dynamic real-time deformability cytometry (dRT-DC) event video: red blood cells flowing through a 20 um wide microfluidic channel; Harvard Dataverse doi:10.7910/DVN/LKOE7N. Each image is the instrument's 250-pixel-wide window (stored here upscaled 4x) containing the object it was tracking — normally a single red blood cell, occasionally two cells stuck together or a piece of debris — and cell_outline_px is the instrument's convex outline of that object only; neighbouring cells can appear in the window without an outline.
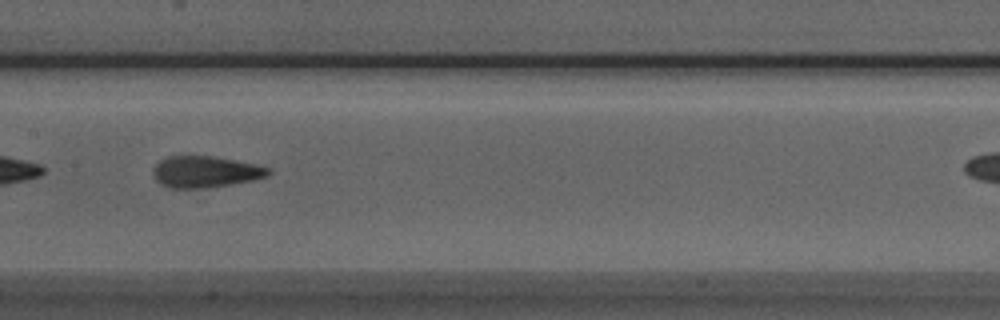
{"species": "Egyptian fruit bat (a non-hibernating species)", "species_latin": "Rousettus aegyptiacus", "temperature_condition": "room temperature", "stored_images_in_passage": 42, "camera_frame_rate_fps": 3000, "um_per_image_px": 0.085, "animal": {"sex": "male"}, "frame": {"image": 1, "passage_image": 25, "time_ms": 8.0, "image_size_px": [1000, 320], "cell_outline_px": [[272, 172], [268, 176], [252, 180], [232, 184], [196, 188], [172, 188], [160, 184], [152, 176], [152, 168], [160, 160], [168, 156], [212, 156], [236, 160], [256, 164], [272, 168]], "centroid_in_image_um": [17.45, 14.59], "position_along_channel_um": 189.9, "area_um2": 21.21}}
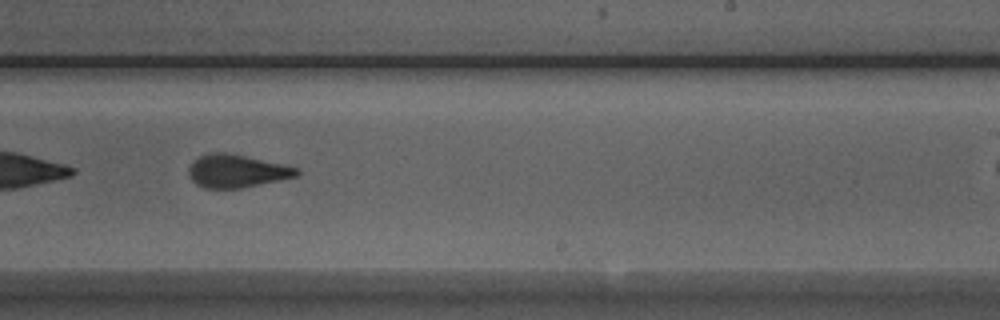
{"frame": {"image": 2, "passage_image": 31, "time_ms": 10.0, "image_size_px": [1000, 320], "cell_outline_px": [[300, 172], [296, 176], [280, 180], [240, 188], [204, 188], [196, 184], [192, 180], [188, 172], [188, 168], [192, 160], [200, 156], [212, 152], [228, 152], [300, 168]], "centroid_in_image_um": [20.1, 14.53], "position_along_channel_um": 268.9, "area_um2": 20.75}}
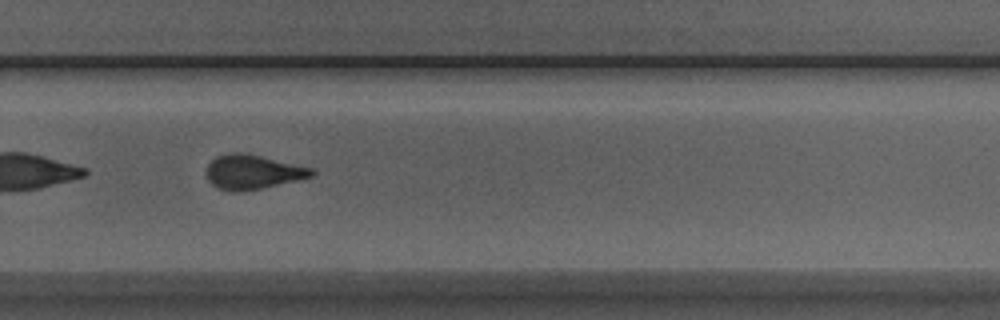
{"frame": {"image": 3, "passage_image": 34, "time_ms": 11.0, "image_size_px": [1000, 320], "cell_outline_px": [[316, 172], [312, 176], [300, 180], [244, 192], [232, 192], [220, 188], [212, 184], [208, 180], [204, 172], [208, 164], [216, 156], [232, 152], [244, 152], [312, 168]], "centroid_in_image_um": [21.46, 14.62], "position_along_channel_um": 308.3, "area_um2": 21.33}}